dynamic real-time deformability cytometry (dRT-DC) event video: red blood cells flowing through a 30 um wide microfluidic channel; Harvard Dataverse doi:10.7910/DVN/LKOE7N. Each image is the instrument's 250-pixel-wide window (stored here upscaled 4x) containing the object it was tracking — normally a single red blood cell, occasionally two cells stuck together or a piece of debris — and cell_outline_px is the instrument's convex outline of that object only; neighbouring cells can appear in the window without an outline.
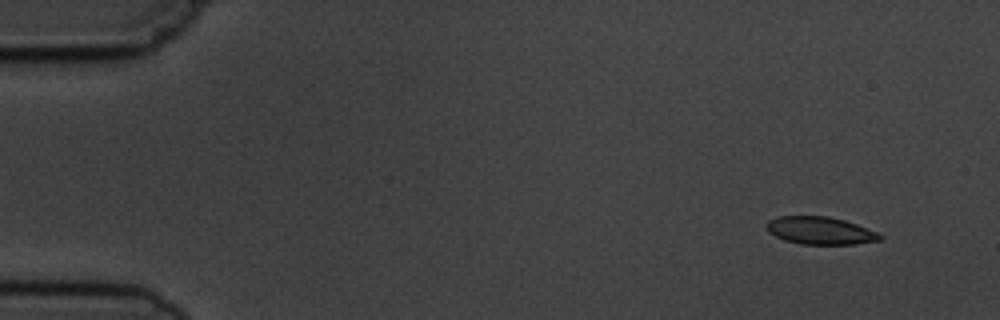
{"species": "common noctule bat (a hibernating species)", "species_latin": "Nyctalus noctula", "temperature_condition": "cold", "stored_images_in_passage": 14, "camera_frame_rate_fps": 3000, "um_per_image_px": 0.085, "animal": {"sex": "male", "body_mass_g": 19.5, "forearm_length_mm": 54.6}, "frame": {"image": 1, "passage_image": 1, "time_ms": 0.0, "image_size_px": [1000, 320], "cell_outline_px": [[884, 236], [880, 240], [856, 244], [800, 244], [784, 240], [768, 232], [764, 228], [764, 224], [768, 220], [776, 216], [828, 216], [844, 220], [856, 224], [876, 232]], "centroid_in_image_um": [69.65, 19.59], "position_along_channel_um": 15.3, "area_um2": 18.38}}
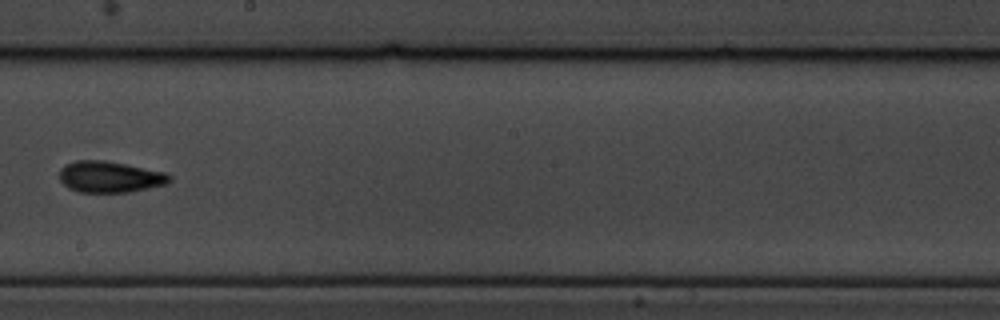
{"frame": {"image": 2, "passage_image": 8, "time_ms": 9.0, "image_size_px": [1000, 320], "cell_outline_px": [[172, 180], [168, 184], [128, 192], [76, 192], [68, 188], [60, 180], [60, 168], [64, 164], [76, 160], [104, 160], [168, 172], [172, 176]], "centroid_in_image_um": [9.36, 15.03], "position_along_channel_um": 238.8, "area_um2": 20.35}}
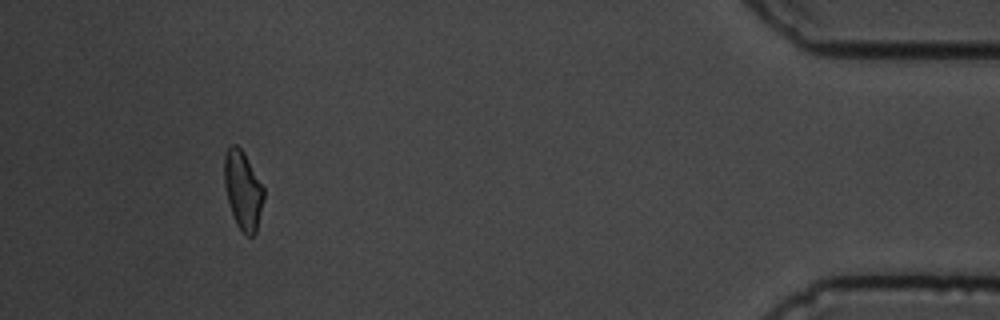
{"frame": {"image": 3, "passage_image": 13, "time_ms": 15.333, "image_size_px": [1000, 320], "cell_outline_px": [[264, 200], [256, 232], [252, 236], [248, 236], [236, 224], [228, 200], [224, 184], [224, 156], [228, 148], [232, 144], [236, 144], [244, 152], [264, 188]], "centroid_in_image_um": [20.65, 16.14], "position_along_channel_um": 414.5, "area_um2": 17.92}, "authors_computed_cell_mechanics": {"area_um2": 19.1029, "velocity_mm_per_s": 3.7305, "shape_relaxation_time_tau1_ms": 5.3862, "shape_relaxation_time_tau2_ms": 2.3549, "deformation_change_tau1": 0.1278, "deformation_change_tau2": 0.0725}}